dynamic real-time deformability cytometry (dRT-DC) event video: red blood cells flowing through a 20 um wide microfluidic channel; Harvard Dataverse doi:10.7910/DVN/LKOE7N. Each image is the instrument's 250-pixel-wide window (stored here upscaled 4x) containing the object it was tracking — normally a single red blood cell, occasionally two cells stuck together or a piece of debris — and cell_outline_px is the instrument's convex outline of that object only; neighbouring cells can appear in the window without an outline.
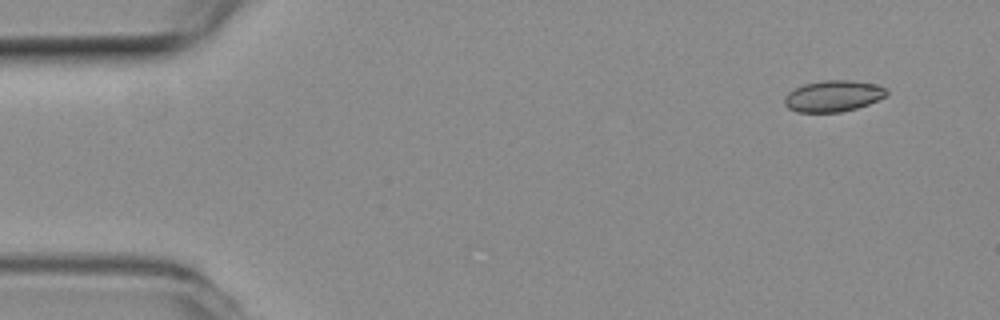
{"species": "common noctule bat (a hibernating species)", "species_latin": "Nyctalus noctula", "temperature_condition": "room temperature", "stored_images_in_passage": 4, "camera_frame_rate_fps": 3000, "um_per_image_px": 0.085, "animal": {"sex": "female", "body_mass_g": 19.3, "forearm_length_mm": 54.1}, "frame": {"image": 1, "passage_image": 1, "time_ms": 0.0, "image_size_px": [1000, 320], "cell_outline_px": [[888, 92], [884, 96], [868, 104], [856, 108], [840, 112], [796, 112], [788, 108], [784, 104], [784, 96], [788, 92], [804, 84], [824, 80], [848, 80], [876, 84], [884, 88]], "centroid_in_image_um": [70.77, 8.16], "position_along_channel_um": 14.2, "area_um2": 18.44}}
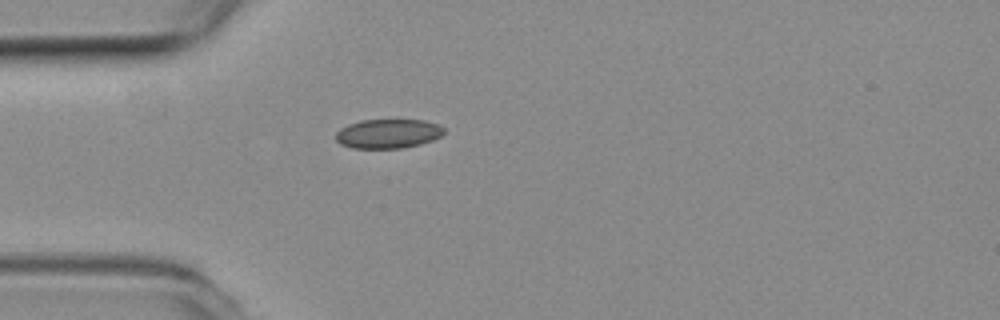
{"frame": {"image": 2, "passage_image": 4, "time_ms": 1.0, "image_size_px": [1000, 320], "cell_outline_px": [[444, 132], [440, 136], [432, 140], [420, 144], [404, 148], [352, 148], [340, 144], [336, 140], [336, 132], [340, 128], [348, 124], [360, 120], [424, 120], [436, 124], [444, 128]], "centroid_in_image_um": [32.95, 11.36], "position_along_channel_um": 52.0, "area_um2": 18.44}}